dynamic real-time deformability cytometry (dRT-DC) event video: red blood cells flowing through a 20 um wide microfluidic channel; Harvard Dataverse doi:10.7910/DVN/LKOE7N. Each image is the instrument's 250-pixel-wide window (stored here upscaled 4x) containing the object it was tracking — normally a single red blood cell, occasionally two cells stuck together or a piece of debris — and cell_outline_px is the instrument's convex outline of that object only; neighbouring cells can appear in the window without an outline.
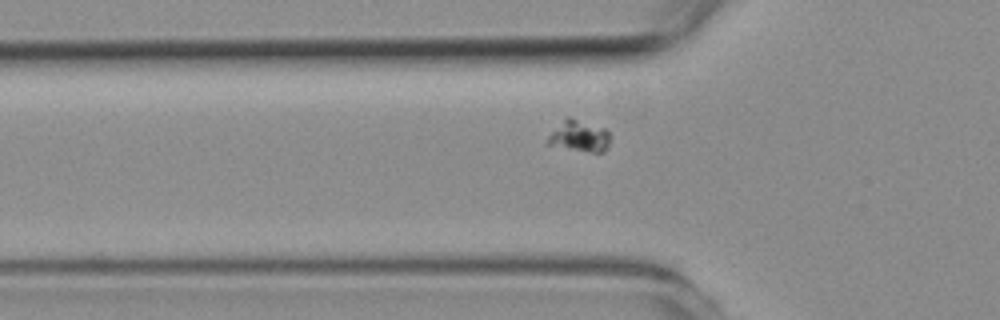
{"species": "common noctule bat (a hibernating species)", "species_latin": "Nyctalus noctula", "temperature_condition": "room temperature", "stored_images_in_passage": 40, "camera_frame_rate_fps": 3000, "um_per_image_px": 0.085, "animal": {"sex": "female", "body_mass_g": 19.3, "forearm_length_mm": 54.1}, "frame": {"image": 1, "passage_image": 9, "time_ms": 2.667, "image_size_px": [1000, 320], "cell_outline_px": [[612, 136], [604, 152], [592, 152], [548, 144], [548, 136], [568, 116], [604, 128]], "centroid_in_image_um": [49.3, 11.56], "position_along_channel_um": 76.5, "area_um2": 10.98}}
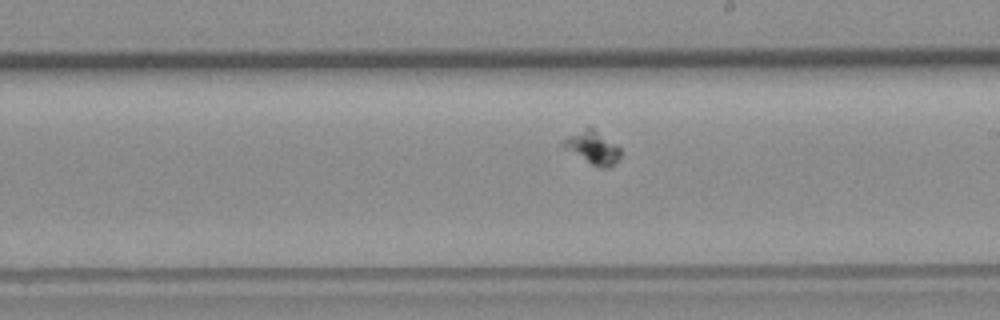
{"frame": {"image": 2, "passage_image": 22, "time_ms": 7.0, "image_size_px": [1000, 320], "cell_outline_px": [[620, 156], [608, 168], [600, 168], [592, 164], [560, 144], [568, 136], [584, 128], [592, 128], [616, 144], [620, 148]], "centroid_in_image_um": [50.4, 12.54], "position_along_channel_um": 238.6, "area_um2": 10.4}}
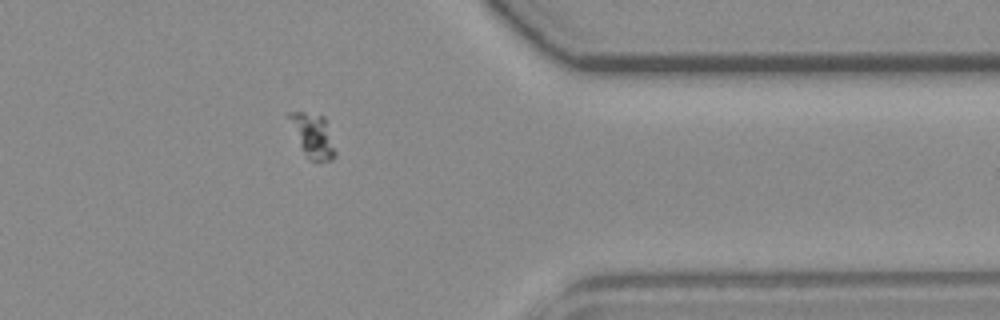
{"frame": {"image": 3, "passage_image": 35, "time_ms": 11.333, "image_size_px": [1000, 320], "cell_outline_px": [[336, 156], [332, 160], [308, 160], [300, 144], [288, 116], [288, 112], [304, 112], [324, 116], [336, 152]], "centroid_in_image_um": [26.62, 11.53], "position_along_channel_um": 384.8, "area_um2": 11.33}}